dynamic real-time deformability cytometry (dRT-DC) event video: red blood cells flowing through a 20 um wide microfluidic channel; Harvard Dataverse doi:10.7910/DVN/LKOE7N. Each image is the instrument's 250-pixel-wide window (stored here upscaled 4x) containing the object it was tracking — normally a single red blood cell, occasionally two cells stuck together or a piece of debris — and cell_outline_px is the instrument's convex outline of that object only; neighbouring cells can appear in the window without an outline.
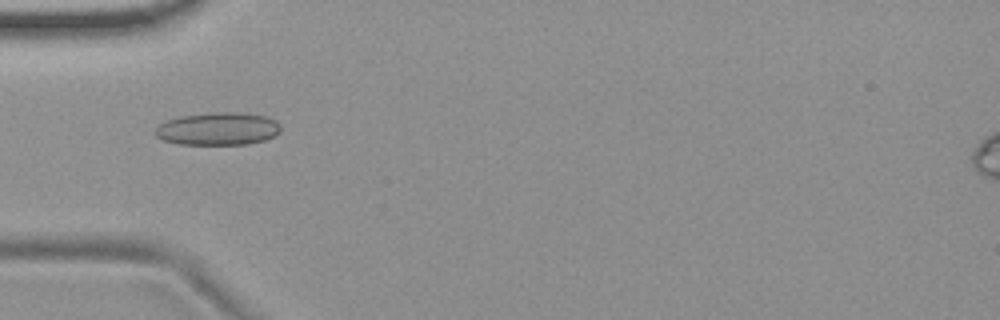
{"species": "common noctule bat (a hibernating species)", "species_latin": "Nyctalus noctula", "temperature_condition": "room temperature", "stored_images_in_passage": 54, "camera_frame_rate_fps": 3000, "um_per_image_px": 0.085, "animal": {"sex": "female", "body_mass_g": 19.9}, "frame": {"image": 1, "passage_image": 17, "time_ms": 5.333, "image_size_px": [1000, 320], "cell_outline_px": [[280, 132], [276, 136], [264, 140], [248, 144], [176, 144], [164, 140], [156, 136], [156, 128], [160, 124], [168, 120], [180, 116], [216, 112], [240, 112], [268, 116], [276, 120], [280, 124]], "centroid_in_image_um": [18.58, 10.94], "position_along_channel_um": 66.4, "area_um2": 24.04}}
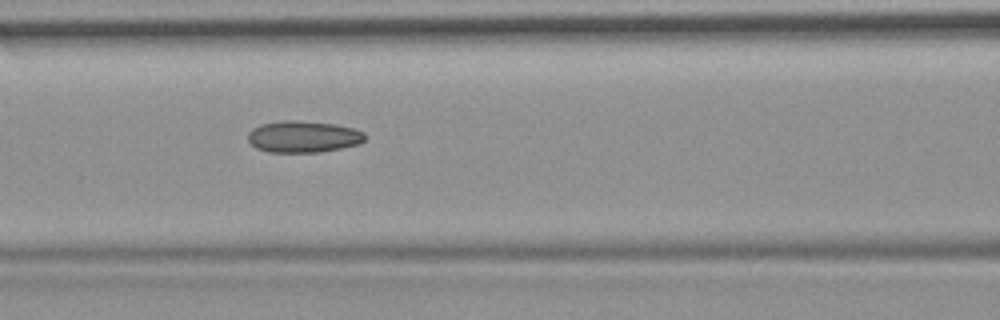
{"frame": {"image": 2, "passage_image": 23, "time_ms": 7.333, "image_size_px": [1000, 320], "cell_outline_px": [[364, 140], [360, 144], [320, 152], [268, 152], [256, 148], [248, 140], [248, 132], [252, 128], [260, 124], [284, 120], [296, 120], [336, 124], [352, 128], [364, 132]], "centroid_in_image_um": [25.75, 11.61], "position_along_channel_um": 140.8, "area_um2": 21.62}}
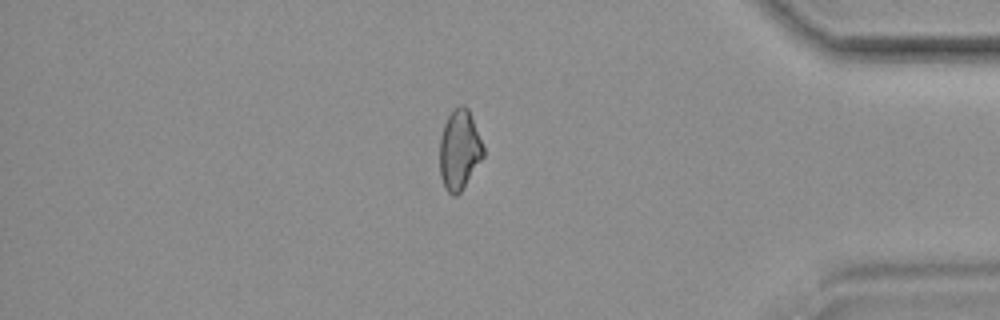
{"frame": {"image": 3, "passage_image": 46, "time_ms": 15.0, "image_size_px": [1000, 320], "cell_outline_px": [[484, 156], [460, 192], [456, 196], [452, 196], [444, 188], [440, 176], [440, 136], [444, 124], [448, 116], [460, 104], [464, 104], [468, 108], [484, 148]], "centroid_in_image_um": [39.03, 12.75], "position_along_channel_um": 396.2, "area_um2": 20.17}, "authors_computed_cell_mechanics": {"area_um2": 21.0392, "velocity_mm_per_s": 3.715, "shape_relaxation_time_tau1_ms": null, "shape_relaxation_time_tau2_ms": 4.6152, "deformation_change_tau1": null, "deformation_change_tau2": 0.1221}}